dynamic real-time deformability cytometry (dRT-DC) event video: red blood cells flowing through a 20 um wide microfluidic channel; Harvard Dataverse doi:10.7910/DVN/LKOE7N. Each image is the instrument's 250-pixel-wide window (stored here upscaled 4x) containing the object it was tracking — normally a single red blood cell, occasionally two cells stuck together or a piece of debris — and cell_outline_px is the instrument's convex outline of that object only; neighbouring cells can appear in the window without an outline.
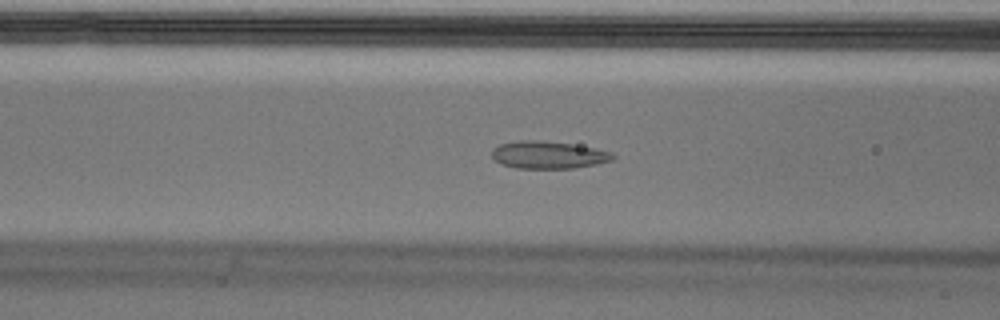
{"species": "Egyptian fruit bat (a non-hibernating species)", "species_latin": "Rousettus aegyptiacus", "temperature_condition": "cold", "stored_images_in_passage": 53, "camera_frame_rate_fps": 3000, "um_per_image_px": 0.085, "animal": {"sex": "male"}, "frame": {"image": 1, "passage_image": 20, "time_ms": 6.333, "image_size_px": [1000, 320], "cell_outline_px": [[616, 156], [612, 160], [596, 164], [576, 168], [516, 168], [500, 164], [492, 156], [492, 148], [500, 144], [520, 140], [540, 140], [572, 144], [612, 152]], "centroid_in_image_um": [46.59, 13.17], "position_along_channel_um": 120.0, "area_um2": 19.31}}
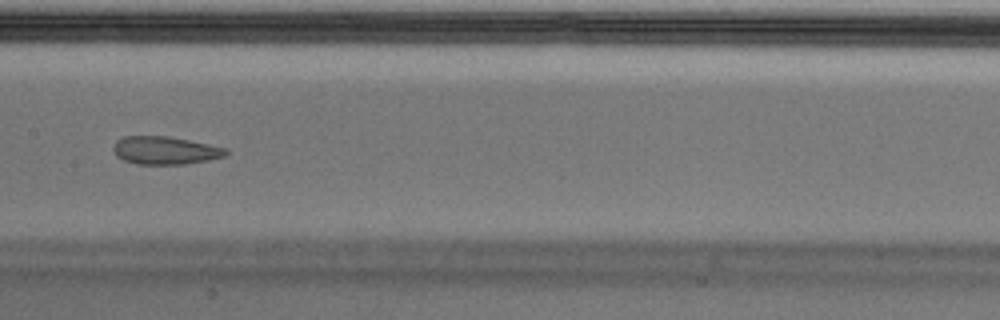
{"frame": {"image": 2, "passage_image": 26, "time_ms": 8.333, "image_size_px": [1000, 320], "cell_outline_px": [[228, 152], [224, 156], [208, 160], [184, 164], [136, 164], [124, 160], [116, 156], [112, 148], [112, 144], [116, 140], [124, 136], [168, 136], [228, 148]], "centroid_in_image_um": [14.0, 12.78], "position_along_channel_um": 193.4, "area_um2": 18.38}}
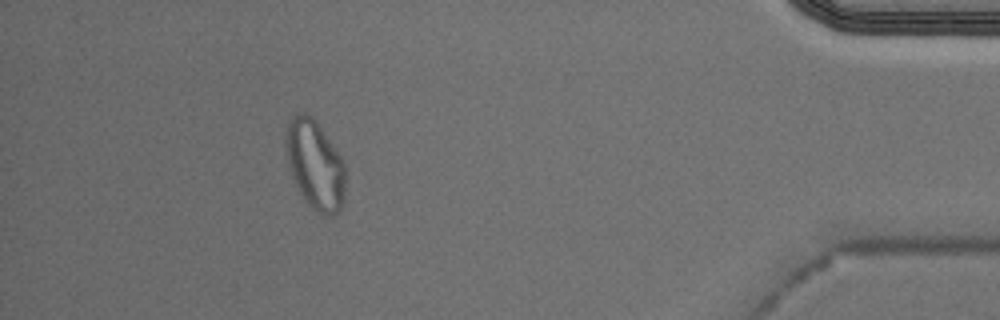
{"frame": {"image": 3, "passage_image": 48, "time_ms": 15.667, "image_size_px": [1000, 320], "cell_outline_px": [[344, 196], [340, 208], [332, 216], [320, 216], [304, 200], [292, 176], [284, 144], [284, 136], [288, 120], [296, 112], [304, 112], [312, 116], [316, 120], [340, 156], [344, 164]], "centroid_in_image_um": [26.74, 13.98], "position_along_channel_um": 408.5, "area_um2": 30.98}, "authors_computed_cell_mechanics": {"area_um2": 20.5768, "velocity_mm_per_s": 3.6535, "shape_relaxation_time_tau1_ms": null, "shape_relaxation_time_tau2_ms": 2.117, "deformation_change_tau1": null, "deformation_change_tau2": 0.0642}}